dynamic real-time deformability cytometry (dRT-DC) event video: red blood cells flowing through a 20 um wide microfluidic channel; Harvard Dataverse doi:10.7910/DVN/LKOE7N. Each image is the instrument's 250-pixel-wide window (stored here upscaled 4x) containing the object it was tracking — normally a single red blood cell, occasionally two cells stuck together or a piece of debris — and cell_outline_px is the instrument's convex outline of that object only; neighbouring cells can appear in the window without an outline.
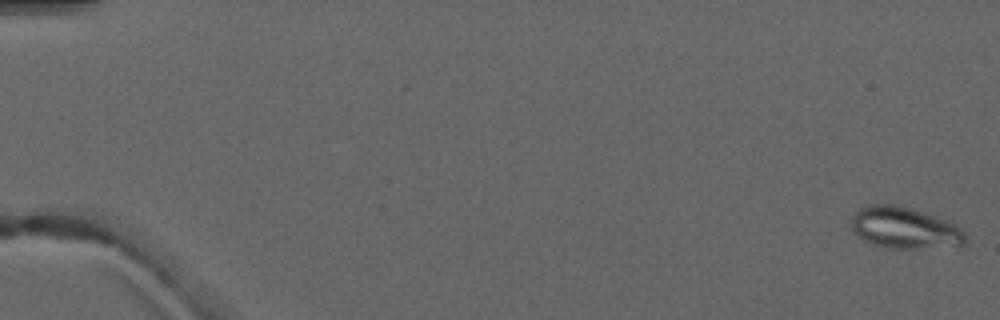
{"species": "common noctule bat (a hibernating species)", "species_latin": "Nyctalus noctula", "temperature_condition": "warm", "stored_images_in_passage": 6, "camera_frame_rate_fps": 3000, "um_per_image_px": 0.085, "animal": {"sex": "male", "forearm_length_mm": 52.5}, "frame": {"image": 1, "passage_image": 1, "time_ms": 0.0, "image_size_px": [1000, 320], "cell_outline_px": [[964, 244], [916, 248], [888, 248], [872, 244], [864, 240], [852, 228], [852, 216], [860, 208], [868, 204], [892, 204], [924, 212], [936, 216], [956, 224], [964, 232]], "centroid_in_image_um": [76.86, 19.35], "position_along_channel_um": 8.1, "area_um2": 27.05}}